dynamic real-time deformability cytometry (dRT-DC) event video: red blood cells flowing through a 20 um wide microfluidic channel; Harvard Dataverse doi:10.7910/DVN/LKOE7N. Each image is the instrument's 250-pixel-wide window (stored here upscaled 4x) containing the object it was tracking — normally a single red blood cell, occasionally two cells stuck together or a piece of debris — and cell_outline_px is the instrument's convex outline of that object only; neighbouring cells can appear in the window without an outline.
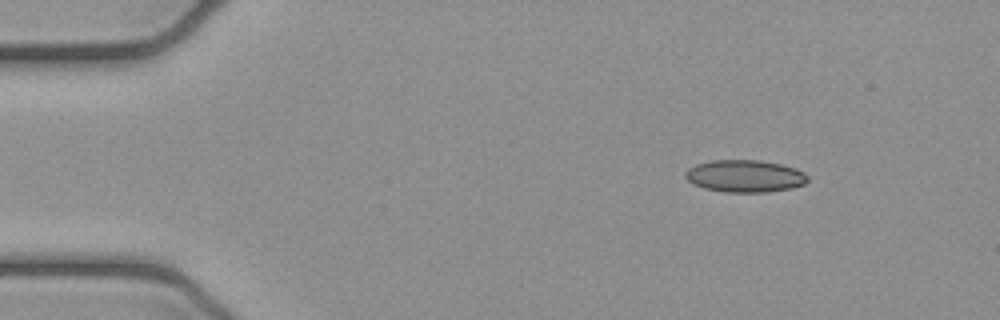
{"species": "common noctule bat (a hibernating species)", "species_latin": "Nyctalus noctula", "temperature_condition": "cold", "stored_images_in_passage": 4, "camera_frame_rate_fps": 3000, "um_per_image_px": 0.085, "animal": {"sex": "female", "body_mass_g": 21.9}, "frame": {"image": 1, "passage_image": 1, "time_ms": 0.0, "image_size_px": [1000, 320], "cell_outline_px": [[808, 180], [804, 184], [792, 188], [764, 192], [724, 192], [704, 188], [692, 184], [684, 176], [684, 172], [688, 168], [696, 164], [712, 160], [760, 160], [780, 164], [796, 168], [804, 172], [808, 176]], "centroid_in_image_um": [63.3, 14.96], "position_along_channel_um": 21.7, "area_um2": 23.12}}
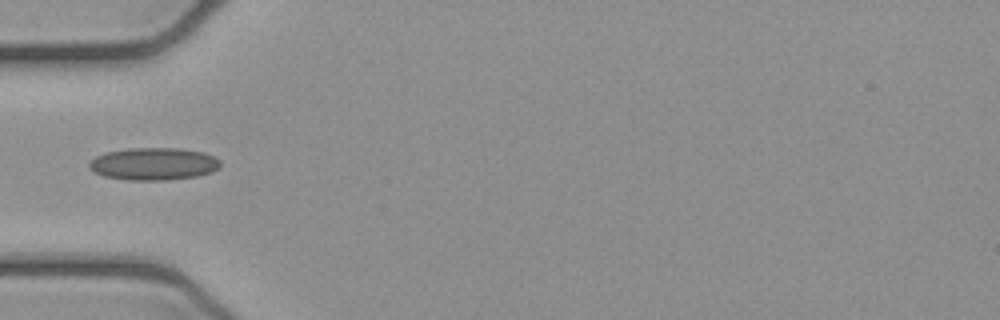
{"frame": {"image": 2, "passage_image": 4, "time_ms": 1.0, "image_size_px": [1000, 320], "cell_outline_px": [[220, 168], [212, 172], [196, 176], [164, 180], [128, 180], [104, 176], [92, 172], [88, 168], [88, 164], [96, 156], [104, 152], [128, 148], [180, 148], [204, 152], [220, 160]], "centroid_in_image_um": [13.04, 13.92], "position_along_channel_um": 72.0, "area_um2": 24.97}}